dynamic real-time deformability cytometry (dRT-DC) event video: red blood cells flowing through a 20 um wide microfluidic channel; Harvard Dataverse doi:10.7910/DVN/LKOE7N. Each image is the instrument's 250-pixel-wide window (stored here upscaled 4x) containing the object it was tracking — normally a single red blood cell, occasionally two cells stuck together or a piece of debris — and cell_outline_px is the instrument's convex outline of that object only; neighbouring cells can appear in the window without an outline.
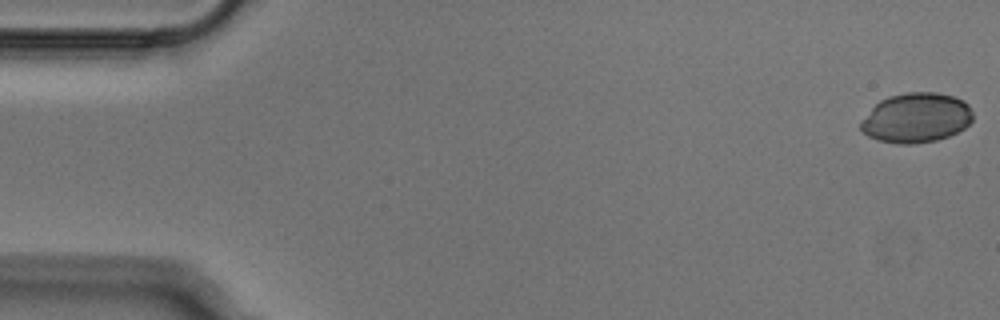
{"species": "Egyptian fruit bat (a non-hibernating species)", "species_latin": "Rousettus aegyptiacus", "temperature_condition": "cold", "stored_images_in_passage": 52, "camera_frame_rate_fps": 3000, "um_per_image_px": 0.085, "animal": {"sex": "male"}, "frame": {"image": 1, "passage_image": 1, "time_ms": 0.0, "image_size_px": [1000, 320], "cell_outline_px": [[972, 120], [964, 128], [948, 136], [936, 140], [916, 144], [896, 144], [876, 140], [868, 136], [860, 128], [860, 120], [880, 100], [888, 96], [904, 92], [936, 92], [952, 96], [964, 100], [968, 104], [972, 112]], "centroid_in_image_um": [77.86, 10.01], "position_along_channel_um": 7.1, "area_um2": 32.71}}
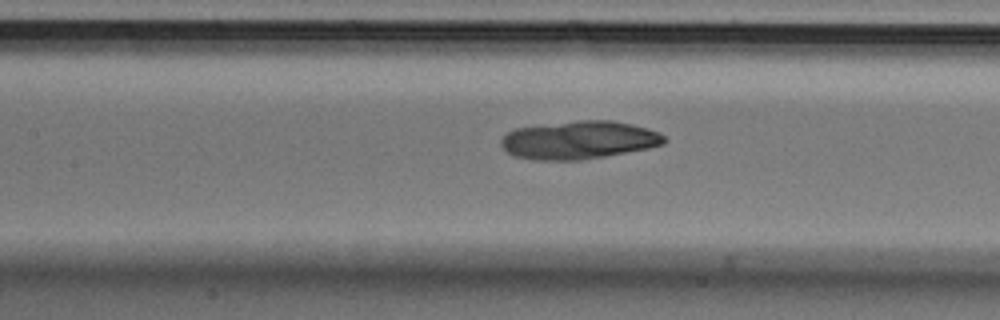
{"frame": {"image": 2, "passage_image": 23, "time_ms": 7.333, "image_size_px": [1000, 320], "cell_outline_px": [[668, 140], [664, 144], [648, 148], [604, 156], [580, 160], [536, 160], [512, 156], [500, 144], [500, 140], [508, 132], [516, 128], [580, 120], [612, 120], [632, 124], [648, 128], [660, 132]], "centroid_in_image_um": [49.23, 11.9], "position_along_channel_um": 158.2, "area_um2": 36.18}}
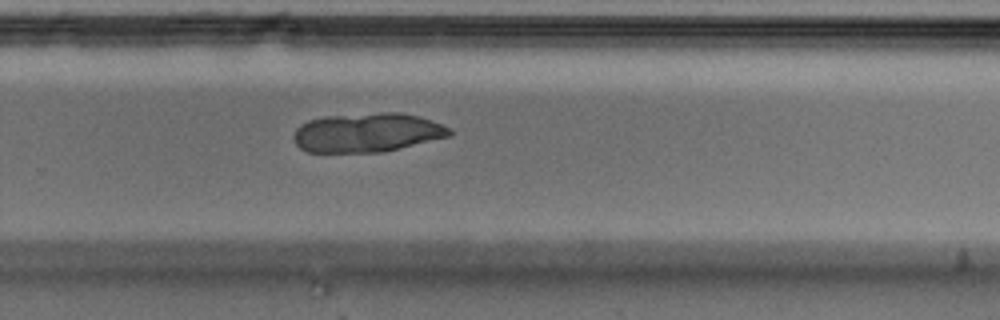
{"frame": {"image": 3, "passage_image": 34, "time_ms": 11.0, "image_size_px": [1000, 320], "cell_outline_px": [[452, 136], [384, 152], [308, 152], [300, 148], [296, 144], [292, 136], [296, 128], [300, 124], [308, 120], [324, 116], [384, 112], [400, 112], [420, 116], [440, 124], [448, 128], [452, 132]], "centroid_in_image_um": [31.19, 11.27], "position_along_channel_um": 298.6, "area_um2": 35.78}}